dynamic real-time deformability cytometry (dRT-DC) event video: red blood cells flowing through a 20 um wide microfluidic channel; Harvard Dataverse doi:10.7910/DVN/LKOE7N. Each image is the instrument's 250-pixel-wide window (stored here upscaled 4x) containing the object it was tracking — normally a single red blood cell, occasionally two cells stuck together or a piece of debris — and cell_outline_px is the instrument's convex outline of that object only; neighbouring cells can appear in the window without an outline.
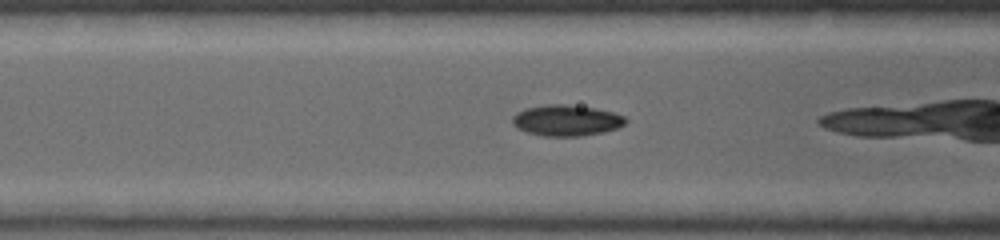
{"species": "common noctule bat (a hibernating species)", "species_latin": "Nyctalus noctula", "temperature_condition": "warm", "stored_images_in_passage": 5, "camera_frame_rate_fps": 5000, "um_per_image_px": 0.085, "animal": {"sex": "female", "body_mass_g": 19.0, "forearm_length_mm": 53.3}, "frame": {"image": 1, "passage_image": 4, "time_ms": 0.6, "image_size_px": [1000, 240], "cell_outline_px": [[628, 120], [624, 124], [616, 128], [604, 132], [580, 136], [544, 136], [528, 132], [516, 128], [512, 124], [512, 116], [516, 112], [524, 108], [548, 104], [568, 104], [596, 108], [612, 112], [624, 116]], "centroid_in_image_um": [48.12, 10.22], "position_along_channel_um": 118.5, "area_um2": 20.58}}